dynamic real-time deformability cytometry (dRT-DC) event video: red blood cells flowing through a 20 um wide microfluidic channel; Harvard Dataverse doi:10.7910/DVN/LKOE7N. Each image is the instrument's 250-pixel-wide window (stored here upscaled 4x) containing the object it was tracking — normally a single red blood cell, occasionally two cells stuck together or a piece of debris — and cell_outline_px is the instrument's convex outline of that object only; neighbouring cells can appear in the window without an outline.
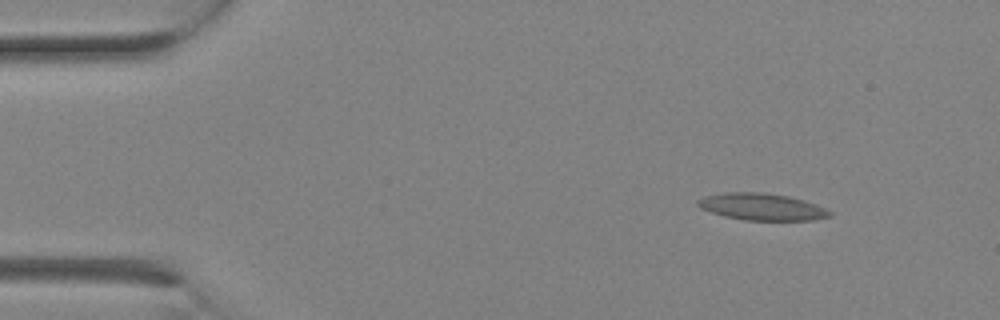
{"species": "Egyptian fruit bat (a non-hibernating species)", "species_latin": "Rousettus aegyptiacus", "temperature_condition": "room temperature", "stored_images_in_passage": 2, "camera_frame_rate_fps": 3000, "um_per_image_px": 0.085, "animal": {"sex": "female"}, "frame": {"image": 1, "passage_image": 1, "time_ms": 0.0, "image_size_px": [1000, 320], "cell_outline_px": [[832, 216], [812, 220], [744, 220], [724, 216], [700, 208], [696, 204], [696, 200], [704, 196], [724, 192], [764, 192], [788, 196], [804, 200], [816, 204], [832, 212]], "centroid_in_image_um": [64.74, 17.57], "position_along_channel_um": 20.3, "area_um2": 20.75}}